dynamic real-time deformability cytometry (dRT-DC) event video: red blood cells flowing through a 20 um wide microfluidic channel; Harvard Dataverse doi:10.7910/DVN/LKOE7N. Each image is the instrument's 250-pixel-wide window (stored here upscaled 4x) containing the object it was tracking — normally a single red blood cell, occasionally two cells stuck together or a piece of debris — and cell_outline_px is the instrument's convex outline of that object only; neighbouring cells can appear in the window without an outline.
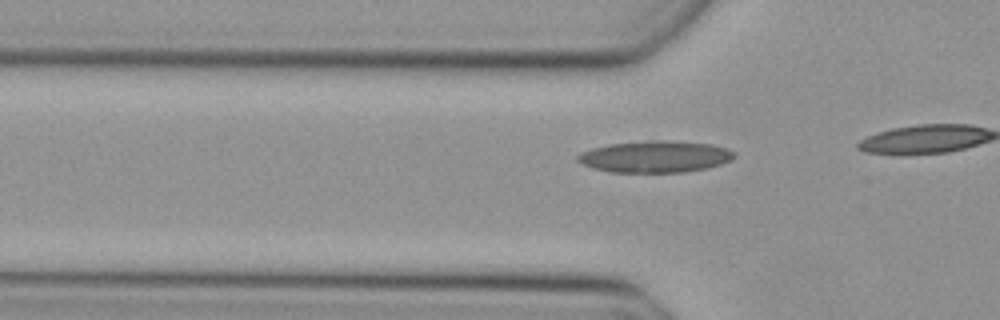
{"species": "Egyptian fruit bat (a non-hibernating species)", "species_latin": "Rousettus aegyptiacus", "temperature_condition": "cold", "stored_images_in_passage": 13, "camera_frame_rate_fps": 3000, "um_per_image_px": 0.085, "animal": {"sex": "female"}, "frame": {"image": 1, "passage_image": 10, "time_ms": 3.0, "image_size_px": [1000, 320], "cell_outline_px": [[736, 156], [732, 160], [708, 168], [684, 172], [612, 172], [596, 168], [584, 164], [576, 160], [576, 156], [580, 152], [592, 148], [608, 144], [652, 140], [664, 140], [712, 144], [736, 152]], "centroid_in_image_um": [55.71, 13.31], "position_along_channel_um": 70.1, "area_um2": 28.84}}